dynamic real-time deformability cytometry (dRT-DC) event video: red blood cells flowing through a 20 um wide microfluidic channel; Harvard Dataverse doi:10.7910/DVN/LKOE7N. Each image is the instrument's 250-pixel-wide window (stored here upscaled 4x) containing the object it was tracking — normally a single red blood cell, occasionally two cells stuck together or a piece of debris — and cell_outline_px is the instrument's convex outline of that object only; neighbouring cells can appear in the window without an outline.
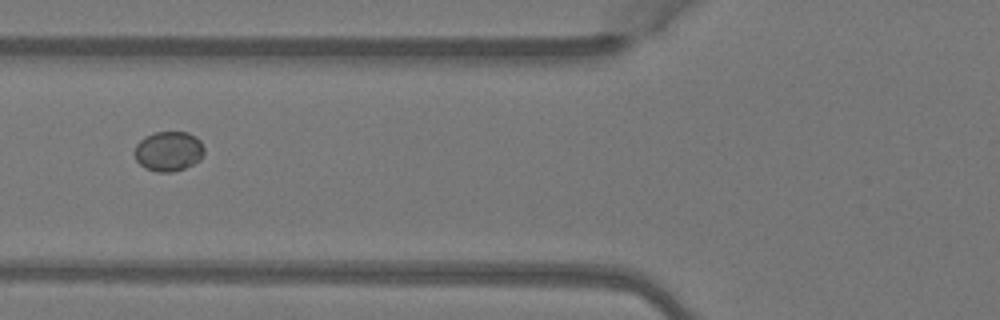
{"species": "Egyptian fruit bat (a non-hibernating species)", "species_latin": "Rousettus aegyptiacus", "temperature_condition": "warm", "stored_images_in_passage": 3, "camera_frame_rate_fps": 3000, "um_per_image_px": 0.085, "animal": {"sex": "female"}, "frame": {"image": 1, "passage_image": 3, "time_ms": 0.667, "image_size_px": [1000, 320], "cell_outline_px": [[204, 152], [200, 160], [184, 168], [172, 172], [156, 172], [144, 168], [136, 160], [132, 152], [136, 144], [144, 136], [156, 132], [188, 132], [196, 136], [200, 140], [204, 148]], "centroid_in_image_um": [14.3, 12.85], "position_along_channel_um": 111.5, "area_um2": 16.42}}